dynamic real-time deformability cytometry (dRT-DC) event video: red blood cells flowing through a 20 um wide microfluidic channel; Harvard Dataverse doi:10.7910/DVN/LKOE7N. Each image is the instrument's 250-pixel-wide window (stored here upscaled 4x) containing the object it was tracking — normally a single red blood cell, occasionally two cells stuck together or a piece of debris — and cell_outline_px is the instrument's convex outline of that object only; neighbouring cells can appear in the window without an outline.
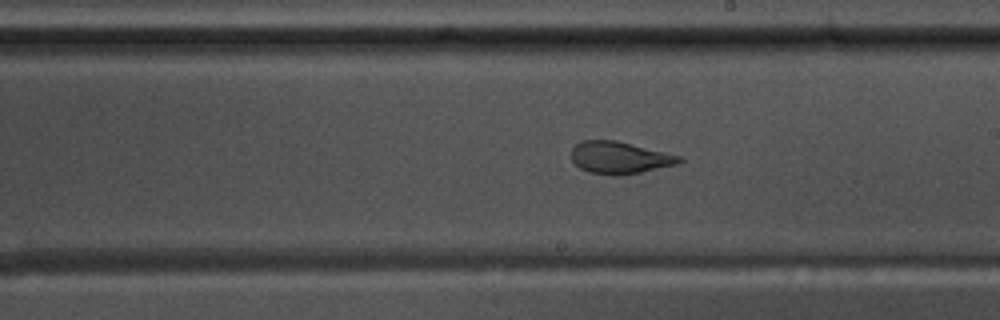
{"species": "common noctule bat (a hibernating species)", "species_latin": "Nyctalus noctula", "temperature_condition": "warm", "stored_images_in_passage": 55, "camera_frame_rate_fps": 3000, "um_per_image_px": 0.085, "animal": {"sex": "male", "body_mass_g": 17.5, "forearm_length_mm": 52.3}, "frame": {"image": 1, "passage_image": 31, "time_ms": 10.0, "image_size_px": [1000, 320], "cell_outline_px": [[684, 160], [676, 164], [640, 172], [616, 176], [612, 176], [588, 172], [580, 168], [572, 160], [572, 148], [576, 144], [584, 140], [616, 140], [680, 156]], "centroid_in_image_um": [52.63, 13.4], "position_along_channel_um": 236.4, "area_um2": 20.0}}
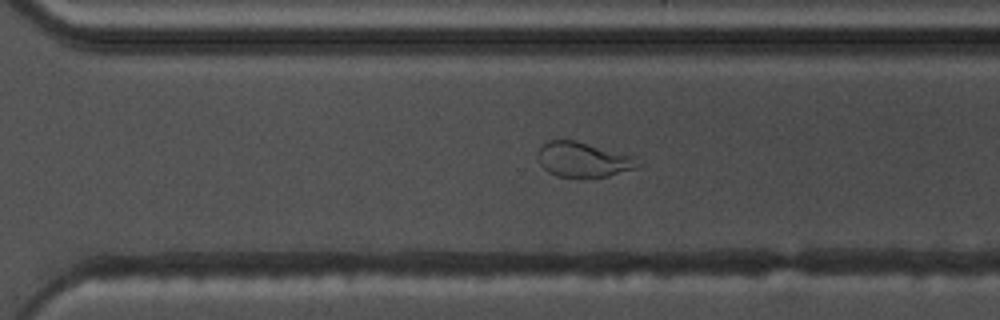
{"frame": {"image": 2, "passage_image": 38, "time_ms": 12.333, "image_size_px": [1000, 320], "cell_outline_px": [[644, 164], [636, 168], [608, 176], [584, 180], [556, 176], [548, 172], [540, 164], [536, 156], [536, 152], [540, 144], [548, 140], [576, 140], [640, 156]], "centroid_in_image_um": [49.63, 13.58], "position_along_channel_um": 321.0, "area_um2": 21.79}}
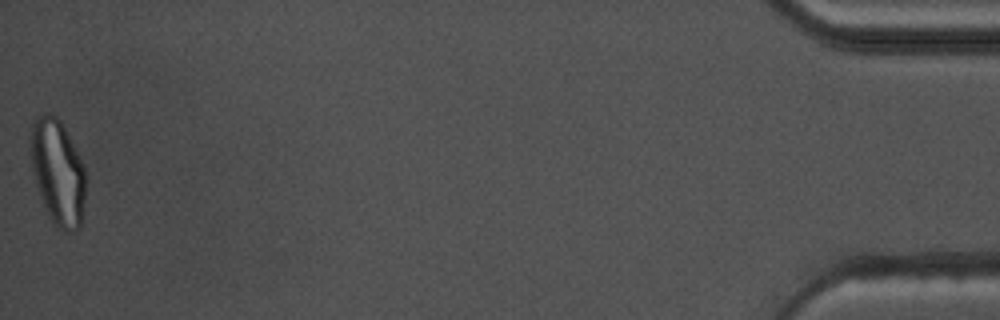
{"frame": {"image": 3, "passage_image": 55, "time_ms": 18.0, "image_size_px": [1000, 320], "cell_outline_px": [[84, 200], [80, 228], [76, 232], [64, 232], [52, 224], [48, 216], [40, 196], [36, 184], [32, 168], [28, 140], [32, 124], [36, 116], [44, 112], [52, 112], [60, 120], [84, 168]], "centroid_in_image_um": [4.86, 14.64], "position_along_channel_um": 430.3, "area_um2": 33.99}, "authors_computed_cell_mechanics": {"area_um2": 25.5476, "velocity_mm_per_s": 3.6233, "shape_relaxation_time_tau1_ms": null, "shape_relaxation_time_tau2_ms": 1.457, "deformation_change_tau1": null, "deformation_change_tau2": 0.0768}}